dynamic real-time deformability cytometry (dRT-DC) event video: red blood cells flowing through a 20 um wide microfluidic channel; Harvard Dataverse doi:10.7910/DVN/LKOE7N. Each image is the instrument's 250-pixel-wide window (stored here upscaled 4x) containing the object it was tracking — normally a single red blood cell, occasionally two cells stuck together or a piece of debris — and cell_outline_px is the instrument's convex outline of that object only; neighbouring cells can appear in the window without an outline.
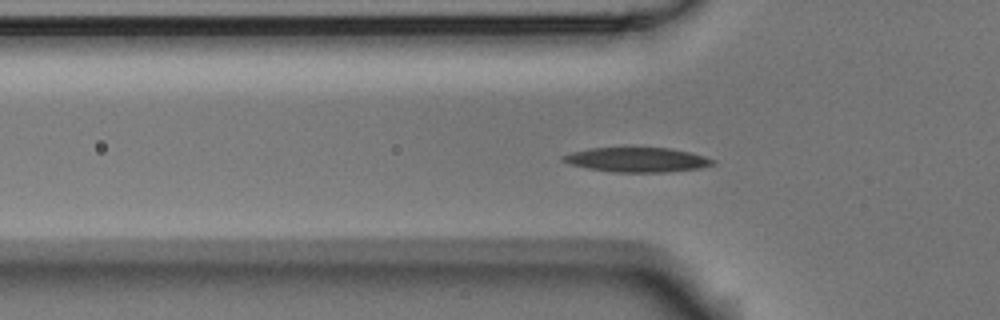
{"species": "Egyptian fruit bat (a non-hibernating species)", "species_latin": "Rousettus aegyptiacus", "temperature_condition": "room temperature", "stored_images_in_passage": 40, "camera_frame_rate_fps": 3000, "um_per_image_px": 0.085, "animal": {"sex": "male"}, "frame": {"image": 1, "passage_image": 15, "time_ms": 4.667, "image_size_px": [1000, 320], "cell_outline_px": [[716, 164], [700, 168], [668, 172], [612, 172], [588, 168], [568, 164], [560, 160], [560, 156], [572, 152], [588, 148], [668, 148], [688, 152], [704, 156], [716, 160]], "centroid_in_image_um": [54.12, 13.58], "position_along_channel_um": 71.7, "area_um2": 21.5}}
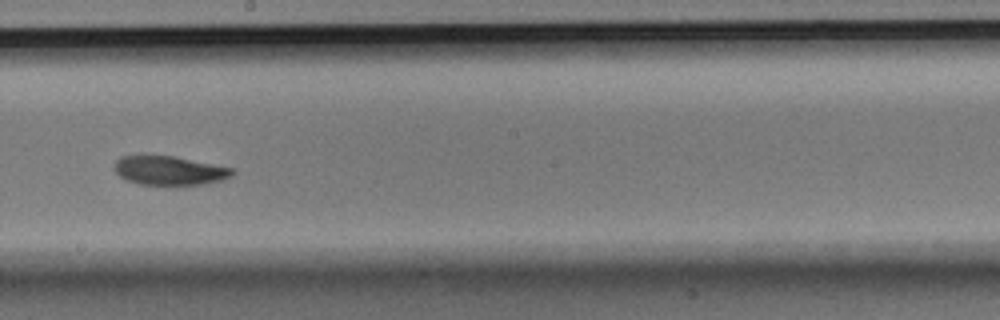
{"frame": {"image": 2, "passage_image": 28, "time_ms": 9.0, "image_size_px": [1000, 320], "cell_outline_px": [[236, 172], [232, 176], [224, 180], [208, 184], [172, 188], [140, 184], [128, 180], [120, 176], [116, 172], [116, 160], [120, 156], [172, 156], [232, 168]], "centroid_in_image_um": [14.47, 14.56], "position_along_channel_um": 233.7, "area_um2": 20.52}}
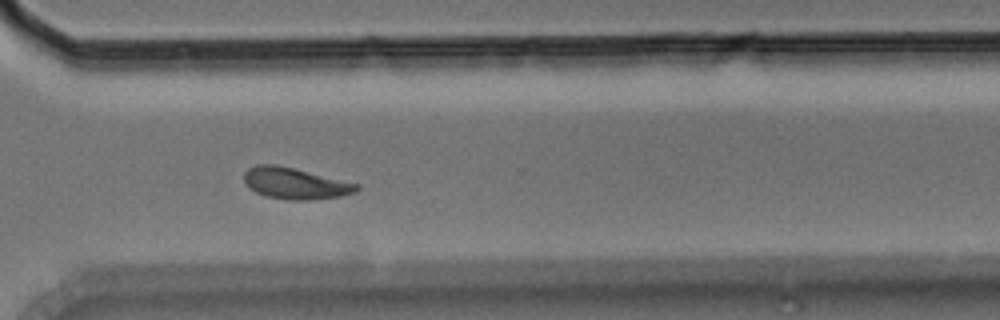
{"frame": {"image": 3, "passage_image": 37, "time_ms": 12.0, "image_size_px": [1000, 320], "cell_outline_px": [[360, 188], [356, 192], [340, 196], [308, 200], [288, 200], [264, 196], [248, 188], [244, 184], [244, 172], [248, 168], [256, 164], [276, 164], [360, 184]], "centroid_in_image_um": [25.05, 15.59], "position_along_channel_um": 345.5, "area_um2": 20.69}, "authors_computed_cell_mechanics": {"area_um2": 20.7791, "velocity_mm_per_s": 3.7262, "shape_relaxation_time_tau1_ms": 3.0507, "shape_relaxation_time_tau2_ms": 6.3536, "deformation_change_tau1": 0.1397, "deformation_change_tau2": 0.1272}}